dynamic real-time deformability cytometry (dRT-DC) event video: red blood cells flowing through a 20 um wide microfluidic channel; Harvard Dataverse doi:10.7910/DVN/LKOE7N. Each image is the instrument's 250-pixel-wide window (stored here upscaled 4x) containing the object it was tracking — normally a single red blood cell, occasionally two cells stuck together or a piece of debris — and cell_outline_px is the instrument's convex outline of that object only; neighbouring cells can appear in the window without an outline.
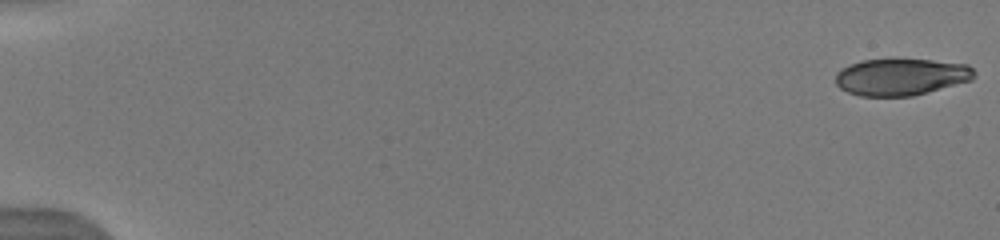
{"species": "human", "species_latin": "Homo sapiens", "temperature_condition": "warm", "stored_images_in_passage": 10, "camera_frame_rate_fps": 3000, "um_per_image_px": 0.085, "donor": {"sex": "male"}, "frame": {"image": 1, "passage_image": 1, "time_ms": 0.0, "image_size_px": [1000, 240], "cell_outline_px": [[976, 76], [972, 80], [912, 96], [860, 96], [848, 92], [840, 88], [836, 84], [836, 72], [860, 60], [932, 60], [968, 64], [976, 72]], "centroid_in_image_um": [76.62, 6.54], "position_along_channel_um": 8.4, "area_um2": 29.59}}
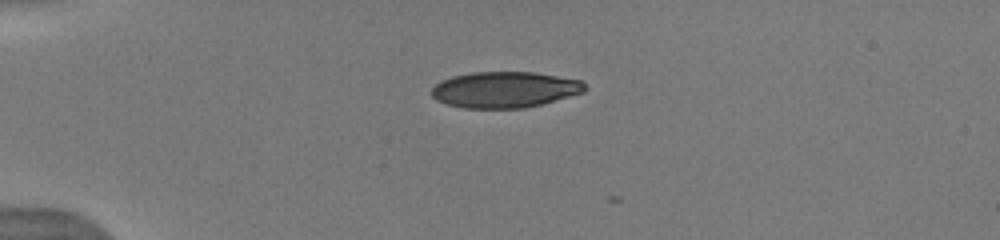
{"frame": {"image": 2, "passage_image": 7, "time_ms": 4.333, "image_size_px": [1000, 240], "cell_outline_px": [[588, 88], [584, 92], [540, 104], [524, 108], [464, 108], [448, 104], [436, 100], [432, 96], [432, 88], [436, 84], [452, 76], [472, 72], [536, 72], [580, 80]], "centroid_in_image_um": [42.9, 7.61], "position_along_channel_um": 42.1, "area_um2": 32.02}}